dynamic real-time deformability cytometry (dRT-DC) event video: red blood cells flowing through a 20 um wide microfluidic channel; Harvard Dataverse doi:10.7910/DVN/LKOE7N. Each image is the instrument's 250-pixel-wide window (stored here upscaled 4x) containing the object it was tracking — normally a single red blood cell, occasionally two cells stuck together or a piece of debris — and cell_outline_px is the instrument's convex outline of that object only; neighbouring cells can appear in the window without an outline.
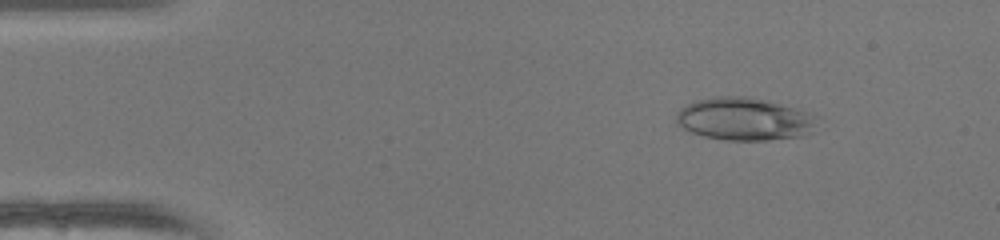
{"species": "human", "species_latin": "Homo sapiens", "temperature_condition": "warm", "stored_images_in_passage": 50, "camera_frame_rate_fps": 3000, "um_per_image_px": 0.085, "donor": {"sex": "female"}, "frame": {"image": 1, "passage_image": 7, "time_ms": 2.0, "image_size_px": [1000, 240], "cell_outline_px": [[820, 116], [812, 132], [804, 136], [768, 140], [724, 140], [704, 136], [692, 132], [676, 124], [676, 112], [680, 108], [696, 100], [716, 96], [748, 96], [764, 100]], "centroid_in_image_um": [63.27, 10.12], "position_along_channel_um": 21.7, "area_um2": 35.08}}
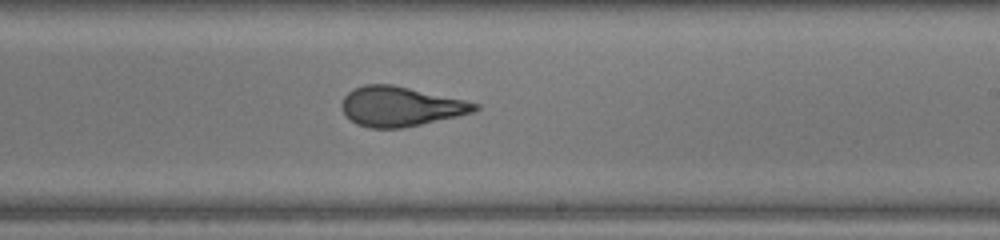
{"frame": {"image": 2, "passage_image": 30, "time_ms": 9.667, "image_size_px": [1000, 240], "cell_outline_px": [[480, 108], [472, 112], [456, 116], [420, 124], [400, 128], [368, 128], [356, 124], [340, 108], [340, 104], [344, 96], [352, 88], [364, 84], [392, 84], [464, 100], [480, 104]], "centroid_in_image_um": [33.99, 9.04], "position_along_channel_um": 255.0, "area_um2": 30.58}}
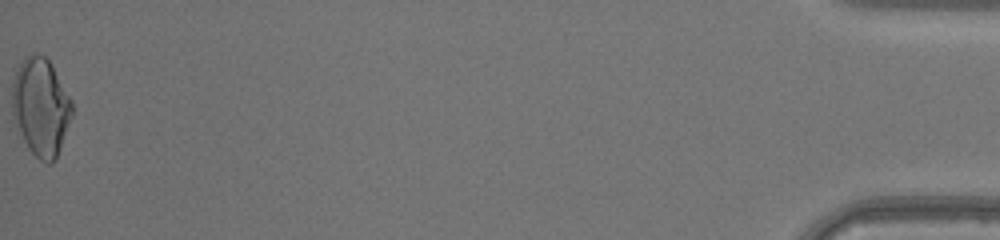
{"frame": {"image": 3, "passage_image": 50, "time_ms": 16.333, "image_size_px": [1000, 240], "cell_outline_px": [[72, 116], [56, 160], [52, 164], [48, 164], [40, 160], [28, 148], [12, 116], [12, 80], [16, 68], [32, 52], [44, 56], [52, 64], [72, 100]], "centroid_in_image_um": [3.47, 9.09], "position_along_channel_um": 431.7, "area_um2": 34.28}, "authors_computed_cell_mechanics": {"area_um2": 31.2987, "velocity_mm_per_s": 4.2228, "shape_relaxation_time_tau1_ms": null, "shape_relaxation_time_tau2_ms": 0.8329, "deformation_change_tau1": null, "deformation_change_tau2": 0.0857}}